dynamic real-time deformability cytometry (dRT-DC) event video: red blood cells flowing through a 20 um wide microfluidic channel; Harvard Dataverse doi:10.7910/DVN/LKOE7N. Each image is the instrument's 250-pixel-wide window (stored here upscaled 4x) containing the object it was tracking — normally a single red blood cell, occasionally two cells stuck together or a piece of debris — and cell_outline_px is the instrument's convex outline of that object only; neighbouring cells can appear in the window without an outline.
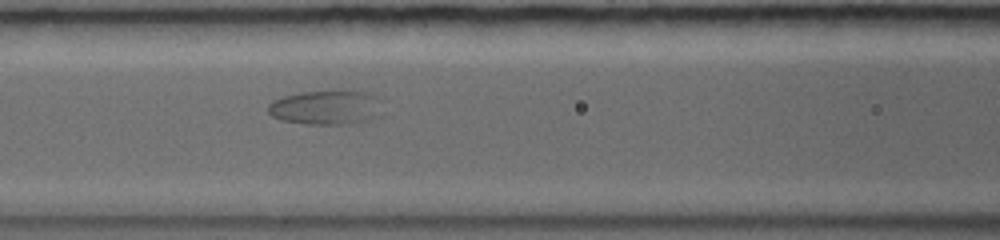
{"species": "common noctule bat (a hibernating species)", "species_latin": "Nyctalus noctula", "temperature_condition": "warm", "stored_images_in_passage": 10, "camera_frame_rate_fps": 5000, "um_per_image_px": 0.085, "animal": {"sex": "female", "body_mass_g": 19.0, "forearm_length_mm": 56.7}, "frame": {"image": 1, "passage_image": 5, "time_ms": 5.0, "image_size_px": [1000, 240], "cell_outline_px": [[384, 116], [368, 120], [348, 124], [304, 124], [280, 120], [272, 116], [268, 112], [268, 104], [272, 100], [284, 96], [300, 92], [332, 88], [372, 92], [384, 100]], "centroid_in_image_um": [27.85, 9.09], "position_along_channel_um": 138.7, "area_um2": 24.51}}
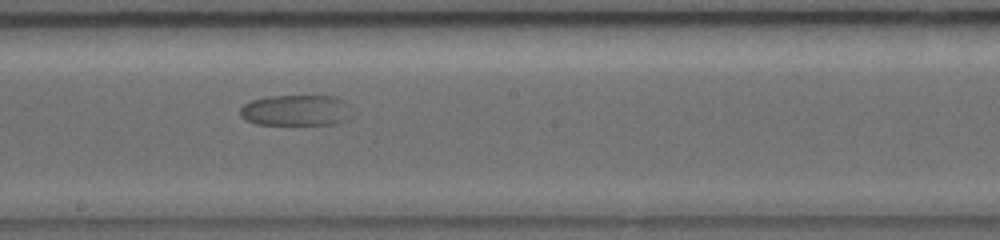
{"frame": {"image": 2, "passage_image": 7, "time_ms": 7.4, "image_size_px": [1000, 240], "cell_outline_px": [[356, 116], [348, 120], [336, 124], [256, 124], [244, 120], [240, 116], [240, 108], [244, 104], [252, 100], [268, 96], [336, 96], [344, 100], [348, 104]], "centroid_in_image_um": [25.24, 9.38], "position_along_channel_um": 223.0, "area_um2": 20.63}}
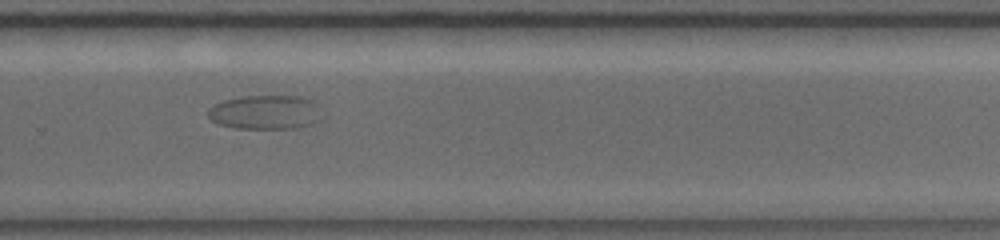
{"frame": {"image": 3, "passage_image": 9, "time_ms": 9.8, "image_size_px": [1000, 240], "cell_outline_px": [[328, 116], [312, 124], [296, 128], [236, 128], [216, 124], [208, 116], [208, 108], [224, 100], [244, 96], [296, 96], [308, 100]], "centroid_in_image_um": [22.57, 9.56], "position_along_channel_um": 307.2, "area_um2": 22.72}}